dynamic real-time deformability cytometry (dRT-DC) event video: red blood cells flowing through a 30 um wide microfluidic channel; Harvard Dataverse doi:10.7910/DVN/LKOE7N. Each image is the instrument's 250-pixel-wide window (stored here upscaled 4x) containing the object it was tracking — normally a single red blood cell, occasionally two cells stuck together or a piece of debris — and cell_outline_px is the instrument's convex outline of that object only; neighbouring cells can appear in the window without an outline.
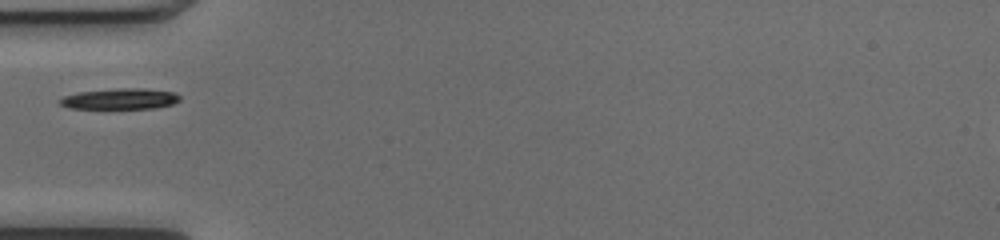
{"species": "common noctule bat (a hibernating species)", "species_latin": "Nyctalus noctula", "temperature_condition": "cold", "stored_images_in_passage": 35, "camera_frame_rate_fps": 3000, "um_per_image_px": 0.085, "animal": {"sex": "female", "body_mass_g": 17.0, "forearm_length_mm": 48.0}, "frame": {"image": 1, "passage_image": 1, "time_ms": 0.0, "image_size_px": [1000, 240], "cell_outline_px": [[180, 100], [172, 104], [156, 108], [68, 108], [60, 104], [60, 100], [64, 96], [80, 92], [120, 88], [144, 88], [172, 92], [180, 96]], "centroid_in_image_um": [10.23, 8.4], "position_along_channel_um": 74.8, "area_um2": 14.33}}
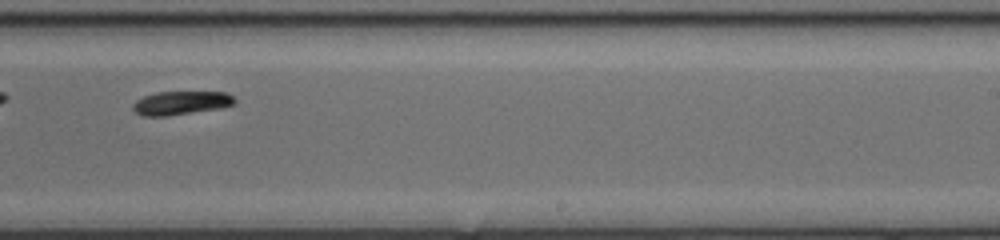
{"frame": {"image": 2, "passage_image": 16, "time_ms": 5.0, "image_size_px": [1000, 240], "cell_outline_px": [[236, 104], [224, 108], [164, 116], [144, 116], [136, 112], [132, 108], [132, 104], [136, 100], [144, 96], [156, 92], [228, 92], [236, 100]], "centroid_in_image_um": [15.42, 8.74], "position_along_channel_um": 273.6, "area_um2": 14.1}}
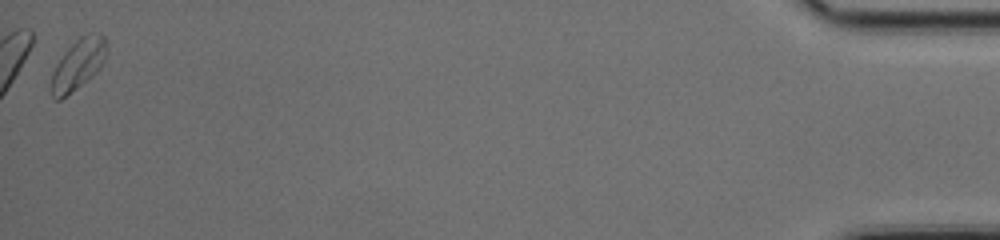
{"frame": {"image": 3, "passage_image": 35, "time_ms": 11.333, "image_size_px": [1000, 240], "cell_outline_px": [[104, 60], [100, 68], [92, 76], [60, 100], [56, 100], [52, 96], [48, 88], [52, 72], [56, 64], [68, 48], [80, 36], [88, 32], [104, 36]], "centroid_in_image_um": [6.56, 5.51], "position_along_channel_um": 428.6, "area_um2": 16.07}}